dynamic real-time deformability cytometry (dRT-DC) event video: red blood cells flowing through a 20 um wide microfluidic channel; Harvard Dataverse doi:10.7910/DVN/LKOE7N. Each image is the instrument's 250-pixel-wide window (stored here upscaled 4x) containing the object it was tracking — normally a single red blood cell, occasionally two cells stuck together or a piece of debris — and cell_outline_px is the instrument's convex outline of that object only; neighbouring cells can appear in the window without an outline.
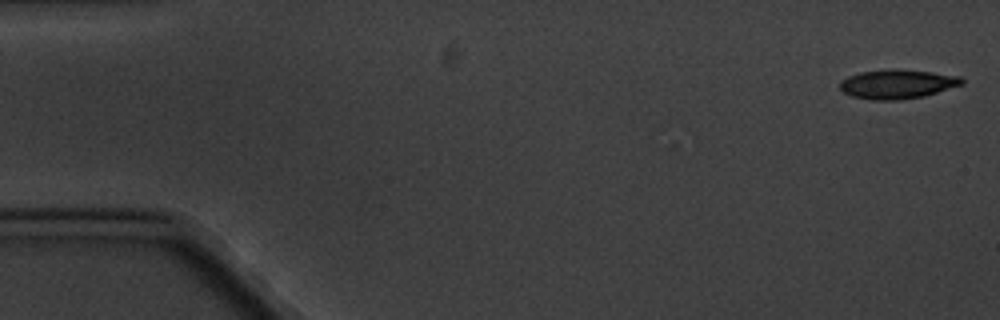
{"species": "common noctule bat (a hibernating species)", "species_latin": "Nyctalus noctula", "temperature_condition": "cold", "stored_images_in_passage": 5, "camera_frame_rate_fps": 3000, "um_per_image_px": 0.085, "animal": {"sex": "male", "body_mass_g": 20.1, "forearm_length_mm": 53.5}, "frame": {"image": 1, "passage_image": 1, "time_ms": 0.0, "image_size_px": [1000, 320], "cell_outline_px": [[964, 84], [924, 96], [900, 100], [872, 100], [852, 96], [844, 92], [840, 88], [840, 80], [848, 76], [860, 72], [896, 68], [932, 72], [960, 76], [964, 80]], "centroid_in_image_um": [76.28, 7.14], "position_along_channel_um": 8.7, "area_um2": 20.87}}
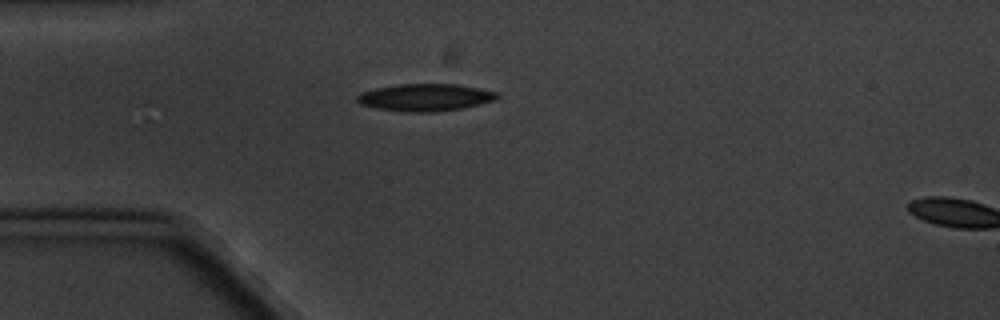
{"frame": {"image": 2, "passage_image": 5, "time_ms": 4.667, "image_size_px": [1000, 320], "cell_outline_px": [[500, 96], [496, 100], [464, 108], [432, 112], [408, 112], [376, 108], [360, 104], [356, 100], [356, 96], [360, 92], [376, 88], [396, 84], [456, 84], [480, 88], [500, 92]], "centroid_in_image_um": [36.18, 8.27], "position_along_channel_um": 48.8, "area_um2": 22.48}}